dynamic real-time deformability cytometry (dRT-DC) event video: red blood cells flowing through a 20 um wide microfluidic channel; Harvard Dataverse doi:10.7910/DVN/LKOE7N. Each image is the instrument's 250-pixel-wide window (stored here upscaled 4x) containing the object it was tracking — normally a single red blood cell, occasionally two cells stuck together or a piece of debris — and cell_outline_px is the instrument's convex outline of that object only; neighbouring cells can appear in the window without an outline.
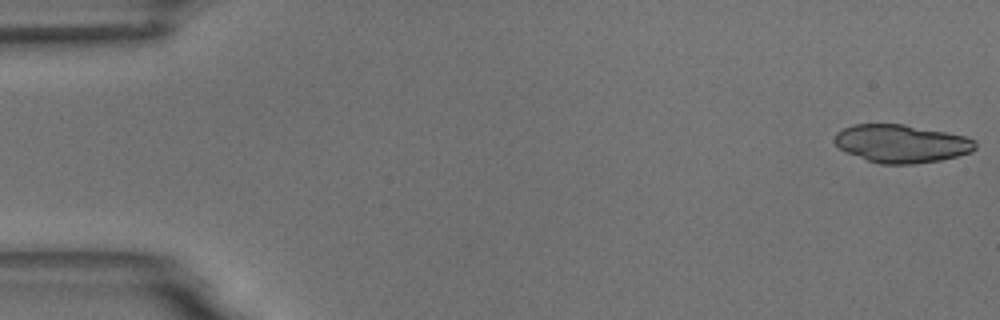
{"species": "common noctule bat (a hibernating species)", "species_latin": "Nyctalus noctula", "temperature_condition": "room temperature", "stored_images_in_passage": 38, "camera_frame_rate_fps": 3000, "um_per_image_px": 0.085, "animal": {"sex": "male", "body_mass_g": 18.8}, "frame": {"image": 1, "passage_image": 1, "time_ms": 0.0, "image_size_px": [1000, 320], "cell_outline_px": [[976, 148], [972, 152], [940, 160], [912, 164], [880, 164], [844, 152], [832, 140], [836, 132], [852, 124], [904, 124], [964, 136], [976, 140]], "centroid_in_image_um": [76.59, 12.2], "position_along_channel_um": 8.4, "area_um2": 31.21}}
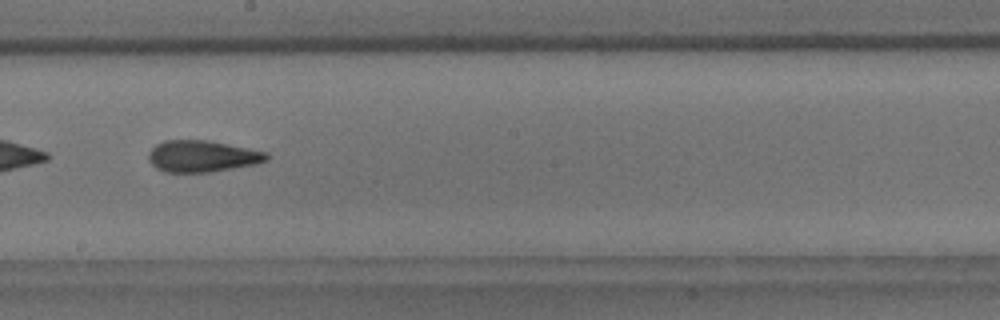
{"frame": {"image": 2, "passage_image": 31, "time_ms": 10.0, "image_size_px": [1000, 320], "cell_outline_px": [[268, 160], [256, 164], [208, 172], [164, 172], [156, 168], [148, 160], [148, 152], [156, 144], [164, 140], [208, 140], [268, 152]], "centroid_in_image_um": [17.16, 13.27], "position_along_channel_um": 231.0, "area_um2": 21.73}}